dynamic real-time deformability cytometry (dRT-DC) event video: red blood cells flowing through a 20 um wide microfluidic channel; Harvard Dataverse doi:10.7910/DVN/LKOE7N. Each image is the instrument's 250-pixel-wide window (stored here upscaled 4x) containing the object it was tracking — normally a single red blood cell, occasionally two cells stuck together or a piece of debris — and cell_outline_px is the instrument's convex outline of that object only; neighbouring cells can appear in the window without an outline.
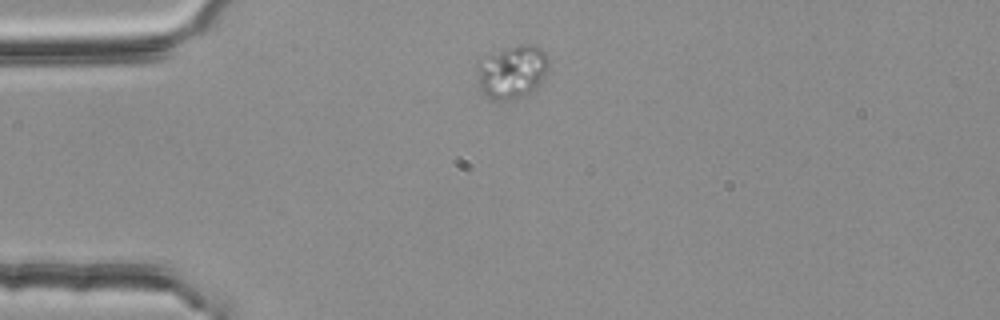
{"species": "common noctule bat (a hibernating species)", "species_latin": "Nyctalus noctula", "temperature_condition": "room temperature", "stored_images_in_passage": 4, "camera_frame_rate_fps": 3000, "um_per_image_px": 0.085, "animal": {"sex": "female", "body_mass_g": 25.1}, "frame": {"image": 1, "passage_image": 1, "time_ms": 0.0, "image_size_px": [1000, 320], "cell_outline_px": [[548, 68], [544, 80], [540, 84], [528, 92], [520, 96], [508, 100], [488, 100], [480, 92], [476, 64], [488, 56], [504, 48], [520, 44], [532, 44], [540, 48], [548, 56]], "centroid_in_image_um": [43.52, 6.11], "position_along_channel_um": 41.5, "area_um2": 22.31}}